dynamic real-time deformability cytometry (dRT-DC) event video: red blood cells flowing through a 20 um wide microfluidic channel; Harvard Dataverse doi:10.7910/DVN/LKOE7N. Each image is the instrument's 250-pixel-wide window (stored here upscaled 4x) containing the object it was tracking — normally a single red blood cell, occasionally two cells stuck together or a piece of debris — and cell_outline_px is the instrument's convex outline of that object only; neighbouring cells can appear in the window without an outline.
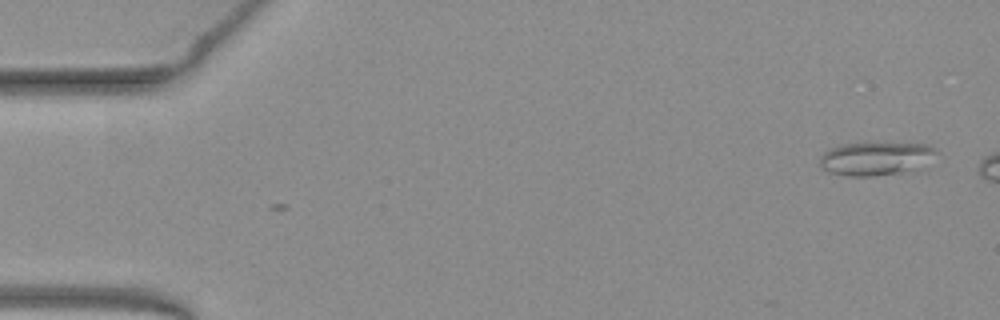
{"species": "common noctule bat (a hibernating species)", "species_latin": "Nyctalus noctula", "temperature_condition": "warm", "stored_images_in_passage": 2, "camera_frame_rate_fps": 3000, "um_per_image_px": 0.085, "animal": {"sex": "female", "body_mass_g": 19.3, "forearm_length_mm": 54.1}, "frame": {"image": 1, "passage_image": 1, "time_ms": 0.0, "image_size_px": [1000, 320], "cell_outline_px": [[936, 152], [924, 168], [900, 172], [872, 176], [848, 176], [828, 172], [820, 168], [820, 156], [824, 152], [840, 144], [928, 144], [936, 148]], "centroid_in_image_um": [74.43, 13.5], "position_along_channel_um": 10.6, "area_um2": 22.48}}